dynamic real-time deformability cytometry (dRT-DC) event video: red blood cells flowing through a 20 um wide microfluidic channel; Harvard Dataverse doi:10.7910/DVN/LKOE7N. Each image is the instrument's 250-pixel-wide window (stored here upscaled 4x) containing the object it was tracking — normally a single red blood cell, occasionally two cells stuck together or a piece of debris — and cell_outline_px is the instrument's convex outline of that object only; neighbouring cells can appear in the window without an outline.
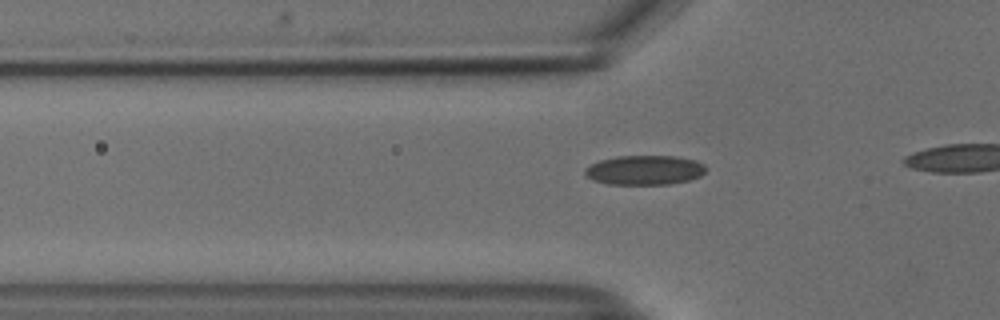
{"species": "common noctule bat (a hibernating species)", "species_latin": "Nyctalus noctula", "temperature_condition": "cold", "stored_images_in_passage": 9, "camera_frame_rate_fps": 3000, "um_per_image_px": 0.085, "animal": {"sex": "male", "body_mass_g": 18.8}, "frame": {"image": 1, "passage_image": 3, "time_ms": 0.667, "image_size_px": [1000, 320], "cell_outline_px": [[704, 172], [700, 176], [688, 180], [668, 184], [608, 184], [592, 180], [584, 176], [584, 168], [600, 160], [616, 156], [676, 156], [696, 160], [704, 164]], "centroid_in_image_um": [54.75, 14.45], "position_along_channel_um": 71.1, "area_um2": 20.81}}
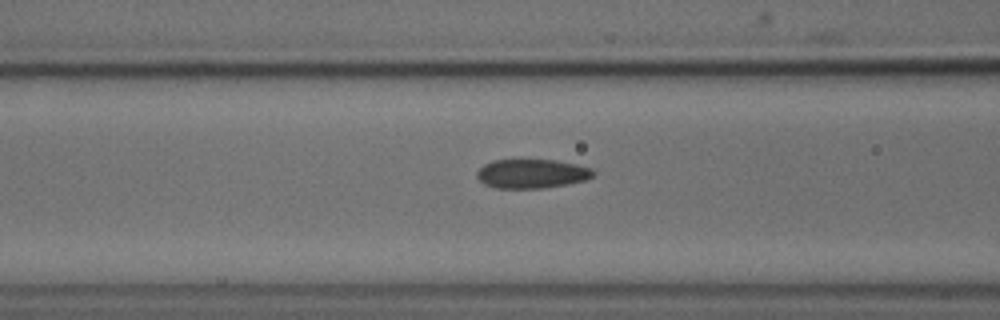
{"frame": {"image": 2, "passage_image": 7, "time_ms": 2.0, "image_size_px": [1000, 320], "cell_outline_px": [[596, 172], [592, 176], [584, 180], [568, 184], [544, 188], [496, 188], [484, 184], [476, 176], [476, 172], [484, 164], [492, 160], [520, 156], [556, 160], [576, 164], [592, 168]], "centroid_in_image_um": [45.16, 14.7], "position_along_channel_um": 121.4, "area_um2": 20.69}}